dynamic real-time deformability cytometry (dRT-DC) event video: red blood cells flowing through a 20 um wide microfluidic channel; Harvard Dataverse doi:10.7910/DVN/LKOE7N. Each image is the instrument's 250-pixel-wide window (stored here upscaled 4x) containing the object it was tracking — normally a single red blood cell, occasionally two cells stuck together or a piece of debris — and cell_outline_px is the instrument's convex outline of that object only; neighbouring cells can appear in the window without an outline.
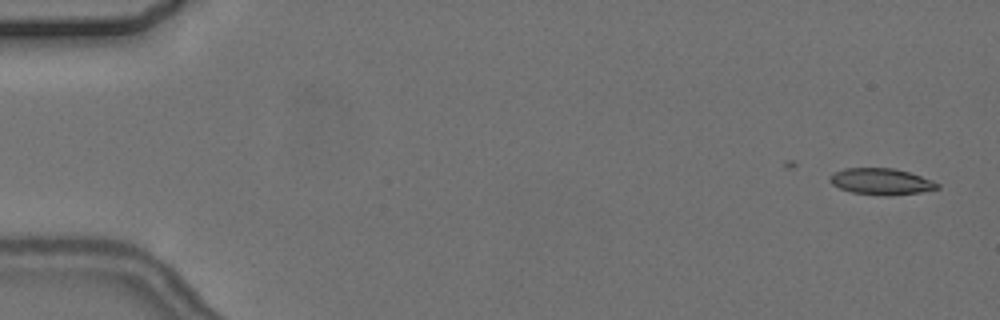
{"species": "common noctule bat (a hibernating species)", "species_latin": "Nyctalus noctula", "temperature_condition": "cold", "stored_images_in_passage": 4, "camera_frame_rate_fps": 3000, "um_per_image_px": 0.085, "animal": {"sex": "female", "body_mass_g": 24.6, "forearm_length_mm": 56.2}, "frame": {"image": 1, "passage_image": 1, "time_ms": 0.0, "image_size_px": [1000, 320], "cell_outline_px": [[940, 188], [920, 192], [888, 196], [884, 196], [852, 192], [840, 188], [832, 184], [828, 180], [836, 172], [844, 168], [892, 168], [908, 172], [932, 180], [940, 184]], "centroid_in_image_um": [74.92, 15.43], "position_along_channel_um": 10.1, "area_um2": 16.36}}